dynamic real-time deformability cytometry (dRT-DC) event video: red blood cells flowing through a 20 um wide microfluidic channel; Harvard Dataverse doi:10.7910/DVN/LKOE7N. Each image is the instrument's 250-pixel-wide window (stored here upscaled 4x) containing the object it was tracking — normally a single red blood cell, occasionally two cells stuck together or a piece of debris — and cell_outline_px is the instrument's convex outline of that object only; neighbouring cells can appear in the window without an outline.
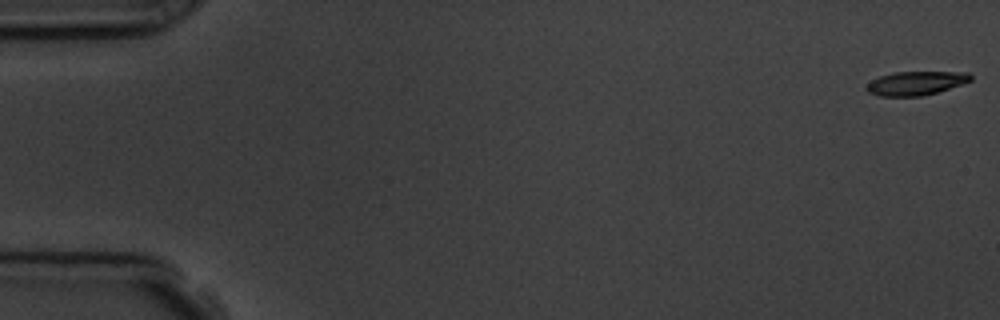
{"species": "common noctule bat (a hibernating species)", "species_latin": "Nyctalus noctula", "temperature_condition": "room temperature", "stored_images_in_passage": 6, "camera_frame_rate_fps": 3000, "um_per_image_px": 0.085, "animal": {"sex": "male", "body_mass_g": 19.5, "forearm_length_mm": 54.6}, "frame": {"image": 1, "passage_image": 1, "time_ms": 0.0, "image_size_px": [1000, 320], "cell_outline_px": [[972, 80], [924, 96], [880, 96], [868, 92], [864, 88], [872, 80], [880, 76], [892, 72], [968, 72], [972, 76]], "centroid_in_image_um": [77.82, 7.07], "position_along_channel_um": 7.2, "area_um2": 14.33}}
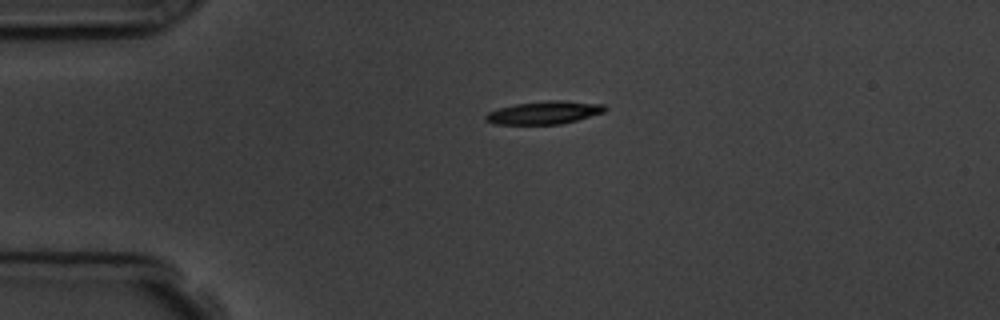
{"frame": {"image": 2, "passage_image": 4, "time_ms": 4.0, "image_size_px": [1000, 320], "cell_outline_px": [[608, 108], [604, 112], [576, 120], [560, 124], [496, 124], [484, 120], [484, 116], [488, 112], [500, 108], [516, 104], [548, 100], [560, 100], [604, 104]], "centroid_in_image_um": [46.26, 9.57], "position_along_channel_um": 38.7, "area_um2": 15.84}}
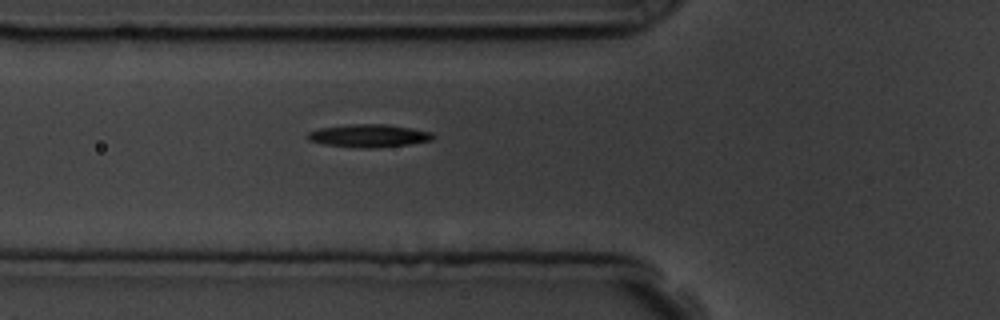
{"frame": {"image": 3, "passage_image": 6, "time_ms": 6.333, "image_size_px": [1000, 320], "cell_outline_px": [[436, 136], [432, 140], [408, 144], [376, 148], [356, 148], [324, 144], [308, 140], [304, 136], [308, 132], [320, 128], [352, 124], [388, 124], [412, 128], [432, 132]], "centroid_in_image_um": [31.34, 11.54], "position_along_channel_um": 94.5, "area_um2": 16.88}}